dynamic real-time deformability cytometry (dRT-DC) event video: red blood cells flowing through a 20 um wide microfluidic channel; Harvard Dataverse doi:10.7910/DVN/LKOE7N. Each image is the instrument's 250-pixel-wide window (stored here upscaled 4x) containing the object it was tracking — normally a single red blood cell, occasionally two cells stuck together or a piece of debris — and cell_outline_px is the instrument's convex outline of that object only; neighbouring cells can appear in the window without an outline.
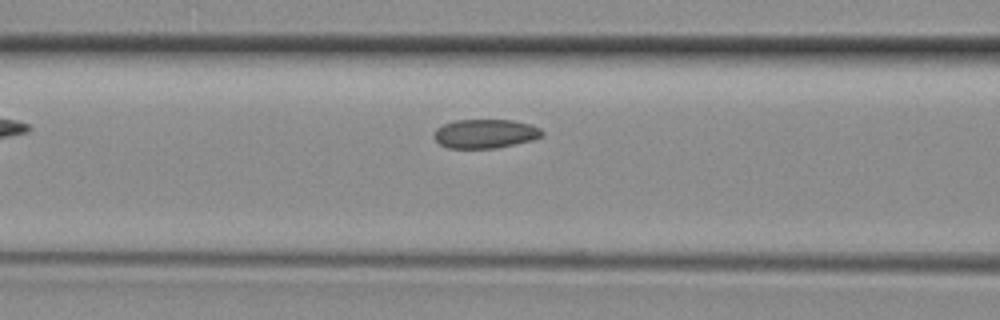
{"species": "common noctule bat (a hibernating species)", "species_latin": "Nyctalus noctula", "temperature_condition": "room temperature", "stored_images_in_passage": 5, "camera_frame_rate_fps": 3000, "um_per_image_px": 0.085, "animal": {"sex": "female", "body_mass_g": 29.2, "forearm_length_mm": 56.3}, "frame": {"image": 1, "passage_image": 5, "time_ms": 1.333, "image_size_px": [1000, 320], "cell_outline_px": [[544, 136], [532, 140], [496, 148], [448, 148], [440, 144], [432, 136], [436, 128], [444, 124], [456, 120], [512, 120], [532, 124], [540, 128], [544, 132]], "centroid_in_image_um": [41.26, 11.36], "position_along_channel_um": 125.3, "area_um2": 18.38}}